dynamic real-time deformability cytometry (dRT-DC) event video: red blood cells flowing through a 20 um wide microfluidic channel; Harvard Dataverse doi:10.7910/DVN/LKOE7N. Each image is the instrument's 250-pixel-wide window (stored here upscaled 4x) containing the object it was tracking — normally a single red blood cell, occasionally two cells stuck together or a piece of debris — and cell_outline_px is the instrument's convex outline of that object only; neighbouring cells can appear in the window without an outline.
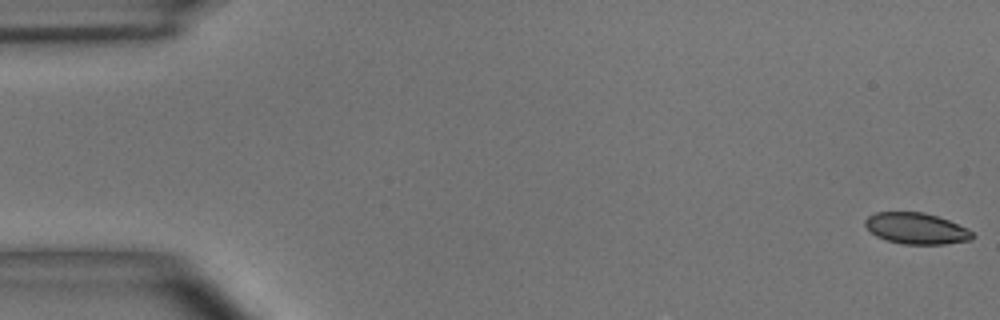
{"species": "common noctule bat (a hibernating species)", "species_latin": "Nyctalus noctula", "temperature_condition": "room temperature", "stored_images_in_passage": 55, "camera_frame_rate_fps": 3000, "um_per_image_px": 0.085, "animal": {"sex": "male", "body_mass_g": 15.6}, "frame": {"image": 1, "passage_image": 1, "time_ms": 0.0, "image_size_px": [1000, 320], "cell_outline_px": [[976, 236], [972, 240], [944, 244], [900, 244], [876, 236], [864, 224], [864, 220], [868, 216], [876, 212], [924, 212], [948, 220], [968, 228]], "centroid_in_image_um": [77.91, 19.42], "position_along_channel_um": 7.1, "area_um2": 19.54}}
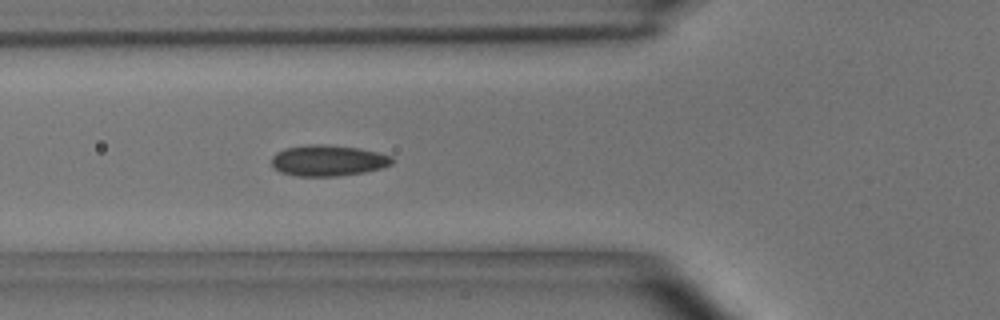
{"frame": {"image": 2, "passage_image": 20, "time_ms": 6.333, "image_size_px": [1000, 320], "cell_outline_px": [[392, 164], [380, 168], [364, 172], [336, 176], [296, 176], [280, 172], [272, 164], [272, 156], [276, 152], [284, 148], [312, 144], [324, 144], [360, 148], [392, 156]], "centroid_in_image_um": [27.86, 13.64], "position_along_channel_um": 97.9, "area_um2": 21.68}}
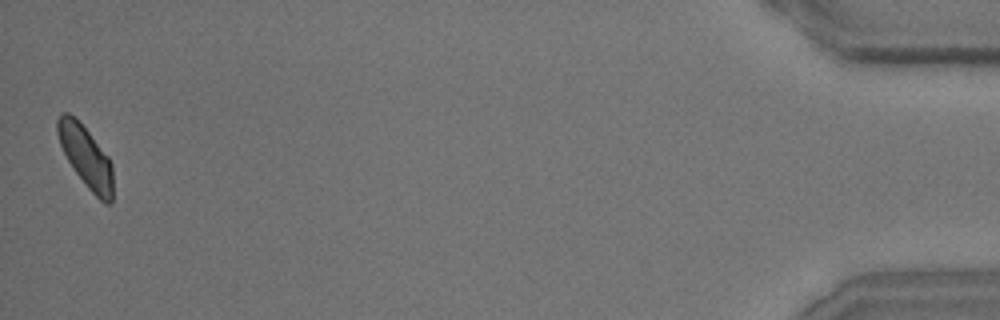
{"frame": {"image": 3, "passage_image": 55, "time_ms": 18.0, "image_size_px": [1000, 320], "cell_outline_px": [[112, 204], [104, 204], [88, 188], [76, 172], [68, 160], [60, 144], [56, 132], [56, 120], [60, 112], [68, 112], [88, 132], [108, 156], [112, 164]], "centroid_in_image_um": [7.29, 13.33], "position_along_channel_um": 427.9, "area_um2": 19.54}, "authors_computed_cell_mechanics": {"area_um2": 20.6346, "velocity_mm_per_s": 3.6022, "shape_relaxation_time_tau1_ms": 4.649, "shape_relaxation_time_tau2_ms": 1.4904, "deformation_change_tau1": 0.1028, "deformation_change_tau2": 0.0444}}